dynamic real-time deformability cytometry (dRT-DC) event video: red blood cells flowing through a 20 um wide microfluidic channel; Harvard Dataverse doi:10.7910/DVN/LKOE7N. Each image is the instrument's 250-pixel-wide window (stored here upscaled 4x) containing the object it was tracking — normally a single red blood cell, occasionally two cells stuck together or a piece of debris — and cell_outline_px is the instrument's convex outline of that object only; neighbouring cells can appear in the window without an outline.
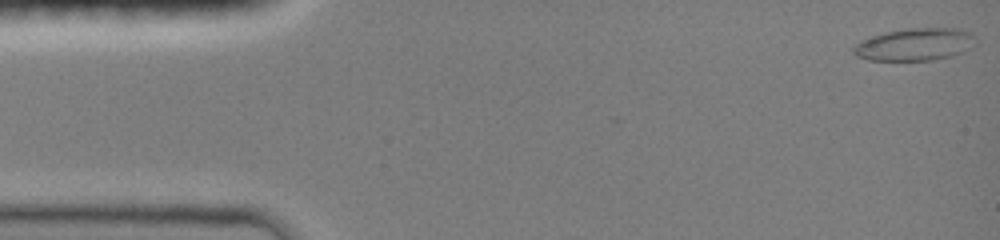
{"species": "common noctule bat (a hibernating species)", "species_latin": "Nyctalus noctula", "temperature_condition": "room temperature", "stored_images_in_passage": 53, "camera_frame_rate_fps": 3000, "um_per_image_px": 0.085, "animal": {"sex": "female", "body_mass_g": 19.0, "forearm_length_mm": 51.5}, "frame": {"image": 1, "passage_image": 1, "time_ms": 0.0, "image_size_px": [1000, 240], "cell_outline_px": [[976, 44], [952, 56], [932, 60], [868, 60], [856, 56], [852, 52], [852, 48], [856, 44], [872, 36], [904, 28], [956, 28], [968, 32], [976, 36]], "centroid_in_image_um": [77.77, 3.78], "position_along_channel_um": 7.2, "area_um2": 22.95}}
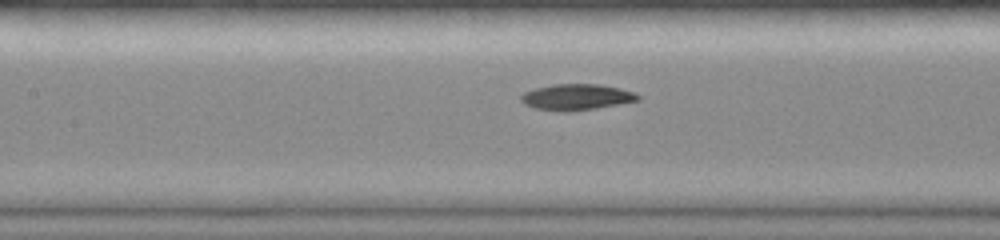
{"frame": {"image": 2, "passage_image": 33, "time_ms": 6.667, "image_size_px": [1000, 240], "cell_outline_px": [[640, 100], [596, 108], [568, 112], [560, 112], [536, 108], [524, 104], [520, 100], [520, 96], [524, 92], [536, 88], [552, 84], [600, 84], [620, 88], [636, 92], [640, 96]], "centroid_in_image_um": [49.01, 8.25], "position_along_channel_um": 158.4, "area_um2": 17.86}}
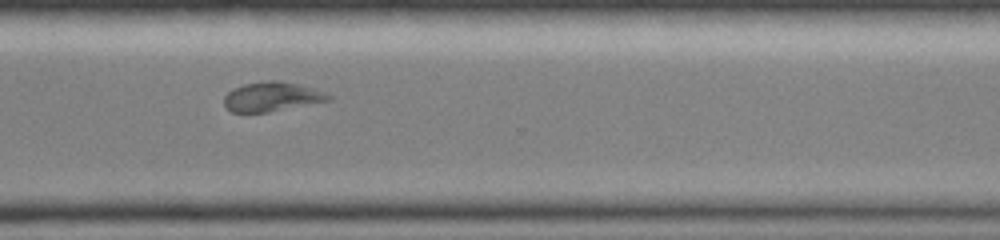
{"frame": {"image": 3, "passage_image": 52, "time_ms": 11.333, "image_size_px": [1000, 240], "cell_outline_px": [[332, 100], [268, 112], [232, 112], [224, 104], [224, 96], [232, 88], [244, 84], [268, 80], [280, 80], [300, 84], [328, 92], [332, 96]], "centroid_in_image_um": [23.15, 8.2], "position_along_channel_um": 347.4, "area_um2": 18.09}}